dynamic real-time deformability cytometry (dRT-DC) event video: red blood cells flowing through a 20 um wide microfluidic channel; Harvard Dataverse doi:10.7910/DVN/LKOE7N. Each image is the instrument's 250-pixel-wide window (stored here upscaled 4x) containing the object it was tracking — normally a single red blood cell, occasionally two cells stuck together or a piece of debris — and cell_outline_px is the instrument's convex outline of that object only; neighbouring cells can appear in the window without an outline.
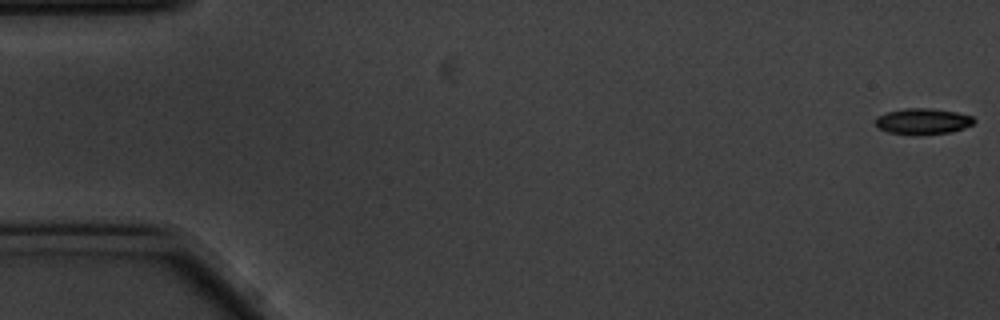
{"species": "common noctule bat (a hibernating species)", "species_latin": "Nyctalus noctula", "temperature_condition": "cold", "stored_images_in_passage": 57, "camera_frame_rate_fps": 3000, "um_per_image_px": 0.085, "animal": {"sex": "male", "body_mass_g": 20.1, "forearm_length_mm": 53.5}, "frame": {"image": 1, "passage_image": 1, "time_ms": 0.0, "image_size_px": [1000, 320], "cell_outline_px": [[976, 120], [972, 124], [964, 128], [948, 132], [888, 132], [880, 128], [876, 124], [876, 116], [888, 112], [904, 108], [928, 108], [956, 112], [972, 116]], "centroid_in_image_um": [78.46, 10.26], "position_along_channel_um": 6.5, "area_um2": 14.05}}
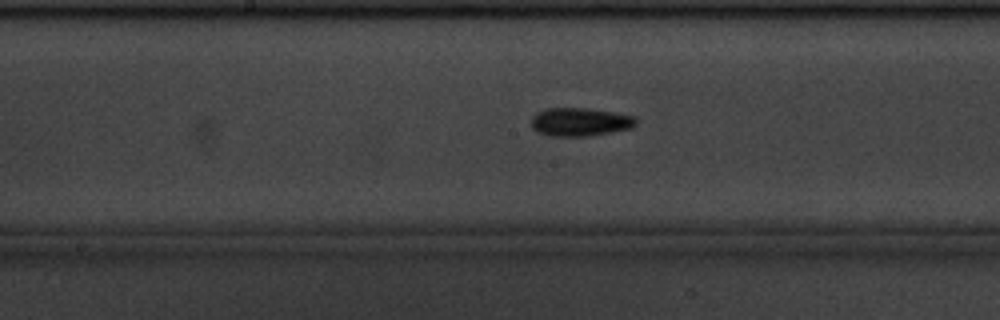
{"frame": {"image": 2, "passage_image": 29, "time_ms": 9.333, "image_size_px": [1000, 320], "cell_outline_px": [[636, 124], [628, 128], [608, 132], [584, 136], [552, 136], [540, 132], [532, 128], [532, 116], [536, 112], [548, 108], [584, 108], [612, 112], [636, 116]], "centroid_in_image_um": [49.27, 10.35], "position_along_channel_um": 198.9, "area_um2": 16.94}}
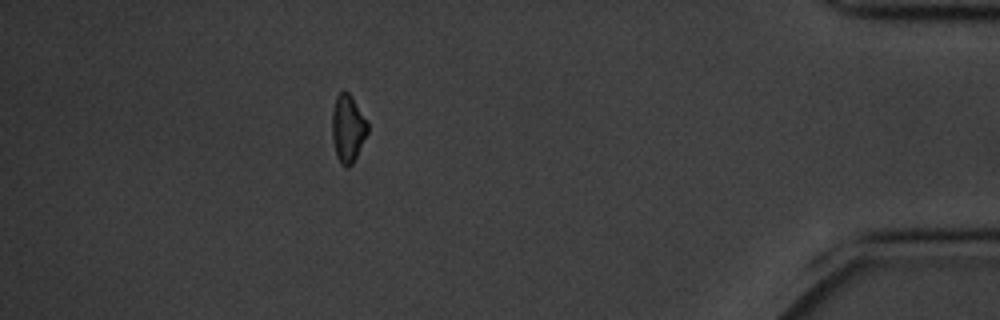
{"frame": {"image": 3, "passage_image": 51, "time_ms": 16.667, "image_size_px": [1000, 320], "cell_outline_px": [[368, 132], [352, 164], [344, 168], [340, 164], [336, 156], [332, 140], [332, 112], [336, 96], [344, 88], [352, 96], [368, 120]], "centroid_in_image_um": [29.56, 10.89], "position_along_channel_um": 405.6, "area_um2": 14.28}}